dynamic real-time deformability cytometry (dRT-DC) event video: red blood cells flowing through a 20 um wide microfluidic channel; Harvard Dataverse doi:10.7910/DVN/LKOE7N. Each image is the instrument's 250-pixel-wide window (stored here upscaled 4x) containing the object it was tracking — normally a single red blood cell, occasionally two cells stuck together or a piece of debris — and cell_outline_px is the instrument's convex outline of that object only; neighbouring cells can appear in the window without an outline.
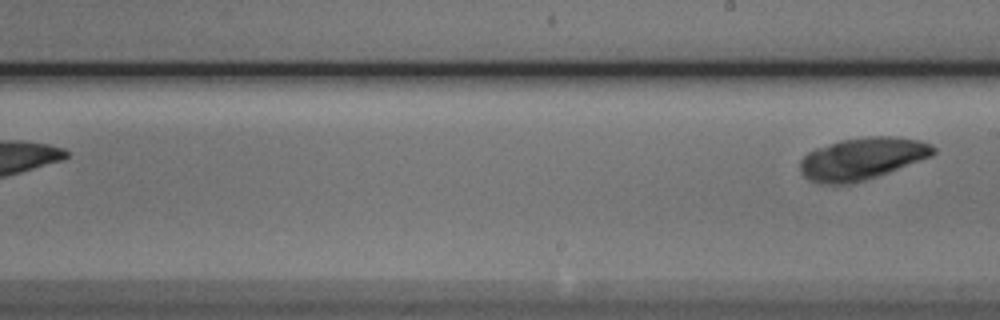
{"species": "Egyptian fruit bat (a non-hibernating species)", "species_latin": "Rousettus aegyptiacus", "temperature_condition": "cold", "stored_images_in_passage": 10, "segment_of_instrument_passage": [2, 2], "camera_frame_rate_fps": 3000, "um_per_image_px": 0.085, "animal": {"sex": "male"}, "frame": {"image": 1, "passage_image": 10, "time_ms": 3.0, "image_size_px": [1000, 320], "cell_outline_px": [[936, 152], [932, 156], [888, 172], [864, 180], [848, 184], [820, 184], [808, 180], [800, 172], [800, 160], [808, 152], [816, 148], [840, 140], [868, 136], [892, 136], [920, 140], [932, 144], [936, 148]], "centroid_in_image_um": [73.27, 13.48], "position_along_channel_um": 215.7, "area_um2": 32.71}}